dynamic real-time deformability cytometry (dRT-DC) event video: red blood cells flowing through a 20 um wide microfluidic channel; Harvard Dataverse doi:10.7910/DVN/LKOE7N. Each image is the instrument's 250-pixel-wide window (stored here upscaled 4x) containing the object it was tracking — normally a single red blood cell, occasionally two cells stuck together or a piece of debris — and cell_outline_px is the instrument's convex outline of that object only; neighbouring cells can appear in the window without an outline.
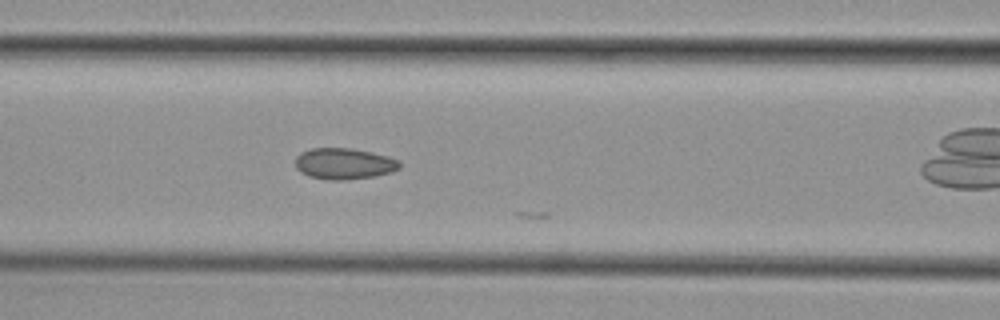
{"species": "common noctule bat (a hibernating species)", "species_latin": "Nyctalus noctula", "temperature_condition": "cold", "stored_images_in_passage": 14, "camera_frame_rate_fps": 3000, "um_per_image_px": 0.085, "animal": {"sex": "female", "body_mass_g": 29.2, "forearm_length_mm": 56.3}, "frame": {"image": 1, "passage_image": 11, "time_ms": 3.333, "image_size_px": [1000, 320], "cell_outline_px": [[400, 168], [392, 172], [376, 176], [344, 180], [328, 180], [308, 176], [300, 172], [296, 168], [296, 156], [300, 152], [312, 148], [352, 148], [372, 152], [388, 156], [400, 160]], "centroid_in_image_um": [29.25, 13.91], "position_along_channel_um": 137.3, "area_um2": 19.19}}